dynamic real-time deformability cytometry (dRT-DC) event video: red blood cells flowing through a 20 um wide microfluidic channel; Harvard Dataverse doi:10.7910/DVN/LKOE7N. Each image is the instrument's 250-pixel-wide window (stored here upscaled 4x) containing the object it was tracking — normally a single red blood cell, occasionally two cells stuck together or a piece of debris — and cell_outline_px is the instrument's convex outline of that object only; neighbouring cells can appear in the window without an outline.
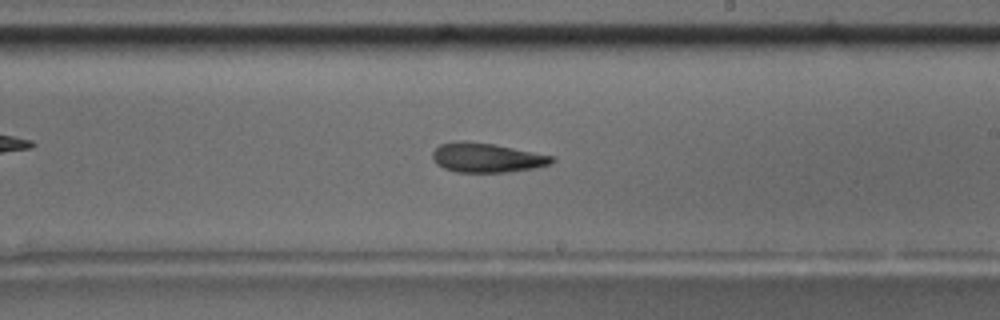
{"species": "common noctule bat (a hibernating species)", "species_latin": "Nyctalus noctula", "temperature_condition": "room temperature", "stored_images_in_passage": 54, "camera_frame_rate_fps": 3000, "um_per_image_px": 0.085, "animal": {"sex": "male", "body_mass_g": 17.5, "forearm_length_mm": 52.3}, "frame": {"image": 1, "passage_image": 31, "time_ms": 10.0, "image_size_px": [1000, 320], "cell_outline_px": [[556, 160], [552, 164], [532, 168], [508, 172], [456, 172], [444, 168], [436, 164], [432, 156], [432, 152], [440, 144], [456, 140], [464, 140], [492, 144], [552, 156]], "centroid_in_image_um": [41.33, 13.4], "position_along_channel_um": 247.7, "area_um2": 20.35}, "authors_computed_cell_mechanics": {"area_um2": 20.7213, "velocity_mm_per_s": 3.6811, "shape_relaxation_time_tau1_ms": null, "shape_relaxation_time_tau2_ms": 5.5046, "deformation_change_tau1": null, "deformation_change_tau2": 0.1411}}